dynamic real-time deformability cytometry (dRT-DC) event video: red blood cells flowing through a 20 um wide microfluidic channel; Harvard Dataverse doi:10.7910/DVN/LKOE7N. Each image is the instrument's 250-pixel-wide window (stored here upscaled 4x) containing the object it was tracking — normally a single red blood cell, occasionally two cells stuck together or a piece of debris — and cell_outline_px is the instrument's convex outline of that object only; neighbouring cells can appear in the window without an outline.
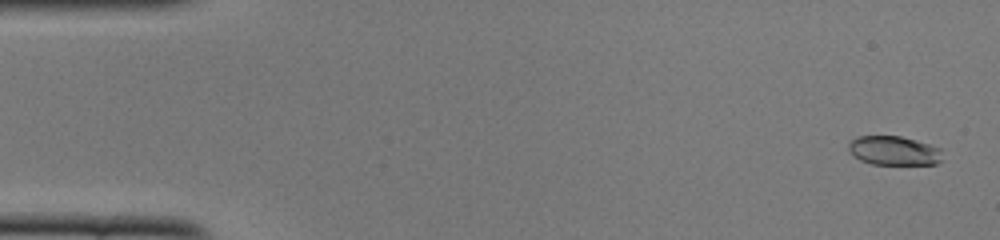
{"species": "common noctule bat (a hibernating species)", "species_latin": "Nyctalus noctula", "temperature_condition": "cold", "stored_images_in_passage": 51, "camera_frame_rate_fps": 3000, "um_per_image_px": 0.085, "animal": {"sex": "female", "body_mass_g": 22.0, "forearm_length_mm": 56.7}, "frame": {"image": 1, "passage_image": 2, "time_ms": 0.333, "image_size_px": [1000, 240], "cell_outline_px": [[940, 160], [936, 164], [872, 164], [860, 160], [848, 148], [848, 144], [856, 136], [900, 136], [916, 140], [940, 148]], "centroid_in_image_um": [75.96, 12.8], "position_along_channel_um": 9.0, "area_um2": 15.66}}
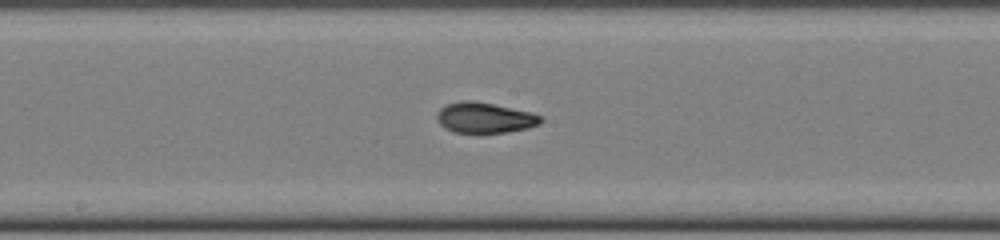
{"frame": {"image": 2, "passage_image": 27, "time_ms": 8.667, "image_size_px": [1000, 240], "cell_outline_px": [[544, 120], [540, 124], [528, 128], [504, 132], [452, 132], [444, 128], [440, 124], [436, 116], [436, 112], [444, 104], [464, 100], [472, 100], [532, 112], [544, 116]], "centroid_in_image_um": [41.2, 9.99], "position_along_channel_um": 207.0, "area_um2": 18.61}}
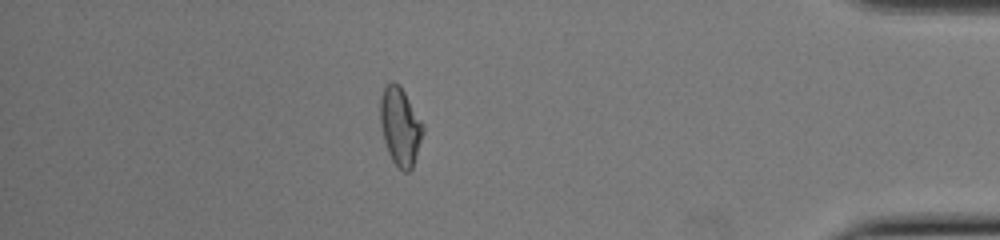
{"frame": {"image": 3, "passage_image": 45, "time_ms": 14.667, "image_size_px": [1000, 240], "cell_outline_px": [[424, 132], [412, 168], [408, 172], [404, 172], [392, 160], [388, 152], [384, 140], [380, 124], [380, 96], [384, 88], [392, 80], [400, 84], [424, 124]], "centroid_in_image_um": [34.02, 10.71], "position_along_channel_um": 401.2, "area_um2": 19.54}, "authors_computed_cell_mechanics": {"area_um2": 18.496, "velocity_mm_per_s": 3.9169, "shape_relaxation_time_tau1_ms": null, "shape_relaxation_time_tau2_ms": 1.8659, "deformation_change_tau1": null, "deformation_change_tau2": 0.0713}}